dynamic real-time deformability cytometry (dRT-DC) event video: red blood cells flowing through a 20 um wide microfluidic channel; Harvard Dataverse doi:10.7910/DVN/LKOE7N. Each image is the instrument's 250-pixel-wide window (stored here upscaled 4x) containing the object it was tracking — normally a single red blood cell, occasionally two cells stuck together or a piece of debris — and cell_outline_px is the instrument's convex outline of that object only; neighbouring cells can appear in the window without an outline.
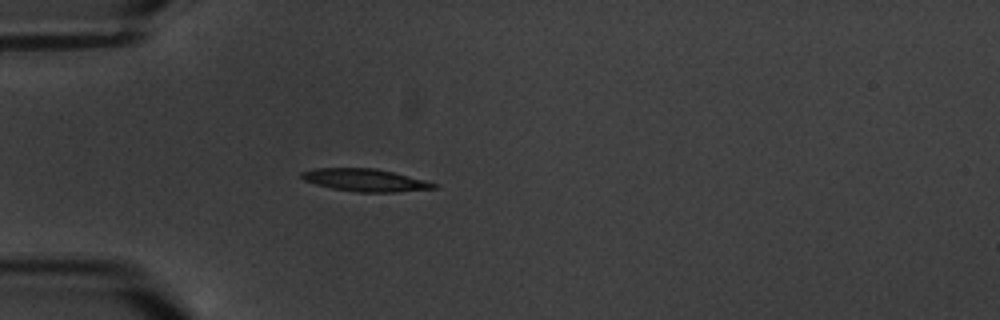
{"species": "common noctule bat (a hibernating species)", "species_latin": "Nyctalus noctula", "temperature_condition": "warm", "stored_images_in_passage": 1, "camera_frame_rate_fps": 3000, "um_per_image_px": 0.085, "animal": {"sex": "male", "body_mass_g": 20.1, "forearm_length_mm": 53.5}, "frame": {"image": 1, "passage_image": 1, "time_ms": 0.0, "image_size_px": [1000, 320], "cell_outline_px": [[440, 184], [436, 188], [396, 192], [360, 192], [332, 188], [316, 184], [304, 180], [300, 176], [300, 172], [316, 168], [376, 168]], "centroid_in_image_um": [31.04, 15.3], "position_along_channel_um": 54.0, "area_um2": 17.22}}